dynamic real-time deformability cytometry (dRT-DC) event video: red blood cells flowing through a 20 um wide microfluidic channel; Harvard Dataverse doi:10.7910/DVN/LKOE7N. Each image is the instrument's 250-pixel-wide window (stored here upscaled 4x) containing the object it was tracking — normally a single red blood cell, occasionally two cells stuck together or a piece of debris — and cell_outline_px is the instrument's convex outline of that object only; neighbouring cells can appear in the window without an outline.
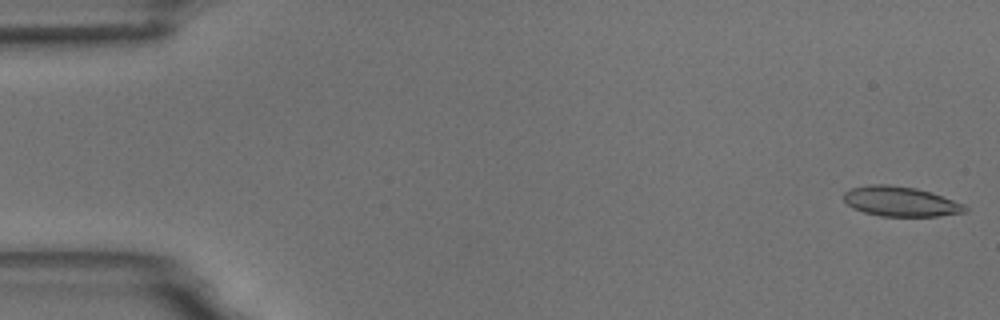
{"species": "common noctule bat (a hibernating species)", "species_latin": "Nyctalus noctula", "temperature_condition": "room temperature", "stored_images_in_passage": 7, "camera_frame_rate_fps": 3000, "um_per_image_px": 0.085, "animal": {"sex": "male", "body_mass_g": 18.8}, "frame": {"image": 1, "passage_image": 1, "time_ms": 0.0, "image_size_px": [1000, 320], "cell_outline_px": [[968, 212], [940, 216], [880, 216], [864, 212], [852, 208], [844, 200], [844, 192], [852, 188], [872, 184], [888, 184], [916, 188], [964, 204], [968, 208]], "centroid_in_image_um": [76.54, 17.13], "position_along_channel_um": 8.5, "area_um2": 20.98}}
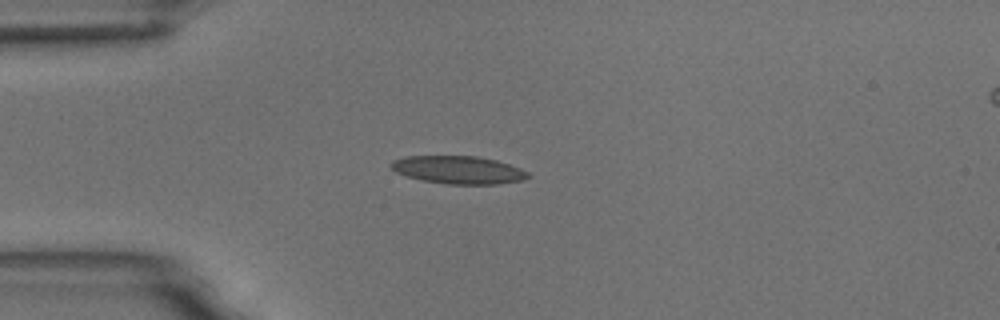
{"frame": {"image": 2, "passage_image": 4, "time_ms": 4.333, "image_size_px": [1000, 320], "cell_outline_px": [[532, 176], [520, 180], [500, 184], [448, 184], [420, 180], [404, 176], [396, 172], [388, 164], [392, 160], [408, 156], [476, 156], [496, 160], [520, 168], [528, 172]], "centroid_in_image_um": [38.93, 14.44], "position_along_channel_um": 46.1, "area_um2": 22.31}}